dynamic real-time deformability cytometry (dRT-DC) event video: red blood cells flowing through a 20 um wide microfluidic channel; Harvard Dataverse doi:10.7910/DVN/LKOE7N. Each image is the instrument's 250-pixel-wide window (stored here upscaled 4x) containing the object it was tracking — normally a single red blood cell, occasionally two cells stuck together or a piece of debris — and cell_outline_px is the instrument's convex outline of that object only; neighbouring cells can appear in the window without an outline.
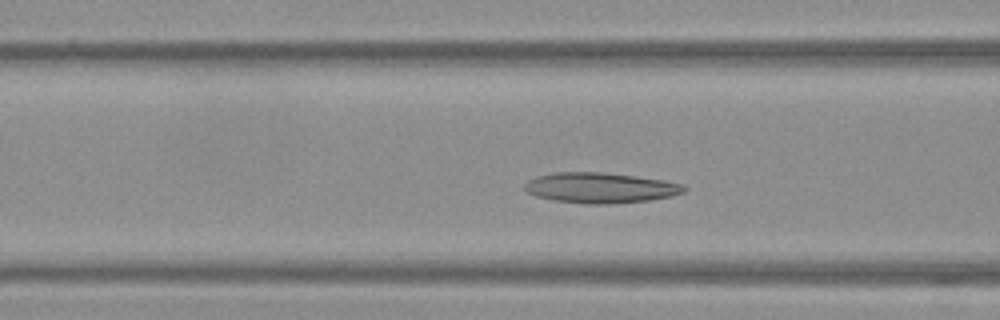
{"species": "Egyptian fruit bat (a non-hibernating species)", "species_latin": "Rousettus aegyptiacus", "temperature_condition": "warm", "stored_images_in_passage": 48, "camera_frame_rate_fps": 3000, "um_per_image_px": 0.085, "frame": {"image": 1, "passage_image": 15, "time_ms": 4.667, "image_size_px": [1000, 320], "cell_outline_px": [[688, 188], [684, 192], [672, 196], [648, 200], [608, 204], [588, 204], [552, 200], [536, 196], [528, 192], [524, 188], [524, 184], [528, 180], [536, 176], [552, 172], [600, 172], [664, 180], [684, 184]], "centroid_in_image_um": [51.02, 15.96], "position_along_channel_um": 115.6, "area_um2": 28.26}}
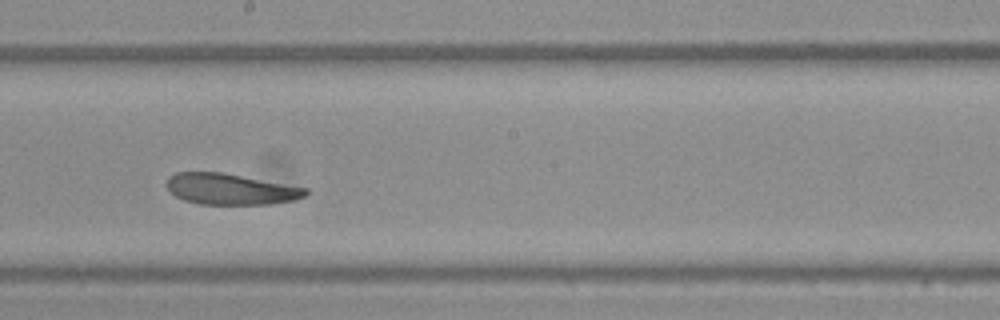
{"frame": {"image": 2, "passage_image": 24, "time_ms": 7.667, "image_size_px": [1000, 320], "cell_outline_px": [[312, 192], [308, 196], [292, 200], [268, 204], [200, 204], [184, 200], [176, 196], [168, 188], [168, 176], [176, 172], [224, 172], [308, 188]], "centroid_in_image_um": [19.66, 16.07], "position_along_channel_um": 228.5, "area_um2": 25.2}}
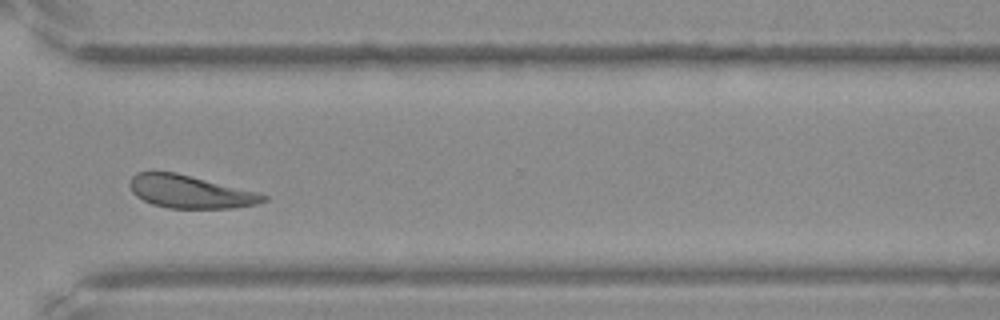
{"frame": {"image": 3, "passage_image": 34, "time_ms": 11.0, "image_size_px": [1000, 320], "cell_outline_px": [[268, 200], [256, 204], [232, 208], [168, 208], [152, 204], [136, 196], [132, 192], [128, 184], [132, 176], [136, 172], [176, 172], [260, 192], [268, 196]], "centroid_in_image_um": [16.18, 16.29], "position_along_channel_um": 354.4, "area_um2": 25.78}, "authors_computed_cell_mechanics": {"area_um2": 27.1371, "velocity_mm_per_s": 3.7706, "shape_relaxation_time_tau1_ms": null, "shape_relaxation_time_tau2_ms": 5.3089, "deformation_change_tau1": null, "deformation_change_tau2": 0.1319}}